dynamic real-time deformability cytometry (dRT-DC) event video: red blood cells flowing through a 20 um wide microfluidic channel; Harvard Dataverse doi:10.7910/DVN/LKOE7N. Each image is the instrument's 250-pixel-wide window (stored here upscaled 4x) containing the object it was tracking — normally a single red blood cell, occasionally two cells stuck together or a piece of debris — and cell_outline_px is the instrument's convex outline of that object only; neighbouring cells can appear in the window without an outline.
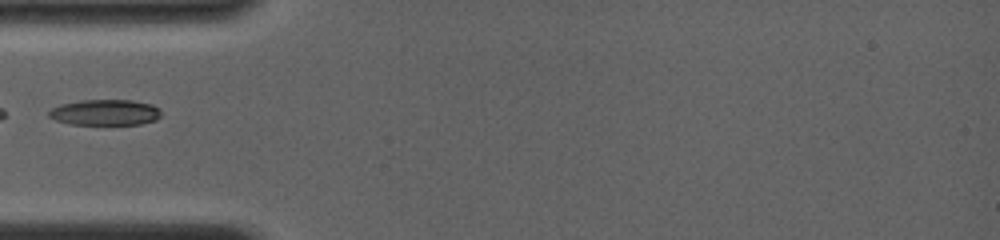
{"species": "common noctule bat (a hibernating species)", "species_latin": "Nyctalus noctula", "temperature_condition": "room temperature", "stored_images_in_passage": 2, "camera_frame_rate_fps": 4000, "um_per_image_px": 0.085, "animal": {"sex": "female", "body_mass_g": 19.0, "forearm_length_mm": 56.7}, "frame": {"image": 1, "passage_image": 1, "time_ms": 0.0, "image_size_px": [1000, 240], "cell_outline_px": [[160, 116], [156, 120], [140, 124], [68, 124], [56, 120], [48, 116], [48, 112], [52, 108], [60, 104], [80, 100], [132, 100], [152, 104], [160, 108]], "centroid_in_image_um": [8.93, 9.55], "position_along_channel_um": 76.1, "area_um2": 16.94}}